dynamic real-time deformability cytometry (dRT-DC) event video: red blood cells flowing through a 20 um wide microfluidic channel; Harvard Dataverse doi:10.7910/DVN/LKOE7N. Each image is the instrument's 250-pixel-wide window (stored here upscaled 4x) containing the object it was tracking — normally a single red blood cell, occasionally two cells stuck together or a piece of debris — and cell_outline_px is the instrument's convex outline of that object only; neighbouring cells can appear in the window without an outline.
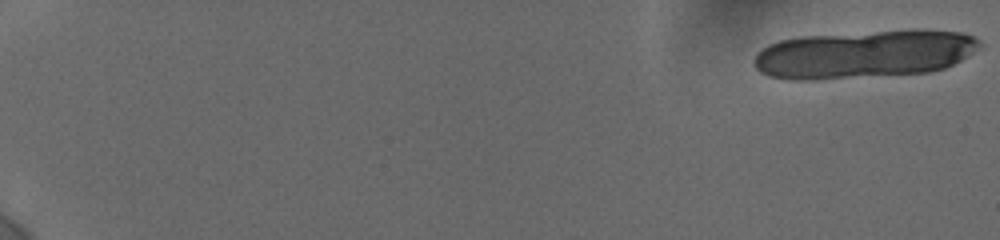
{"species": "human", "species_latin": "Homo sapiens", "temperature_condition": "cold", "stored_images_in_passage": 41, "camera_frame_rate_fps": 3000, "um_per_image_px": 0.085, "donor": {"sex": "female"}, "frame": {"image": 1, "passage_image": 1, "time_ms": 0.0, "image_size_px": [1000, 240], "cell_outline_px": [[980, 44], [972, 52], [960, 60], [944, 68], [928, 72], [820, 80], [788, 80], [768, 76], [760, 72], [756, 68], [756, 56], [760, 48], [768, 44], [780, 40], [804, 36], [912, 28], [924, 28], [964, 32], [976, 36], [980, 40]], "centroid_in_image_um": [73.47, 4.58], "position_along_channel_um": 11.5, "area_um2": 63.98}}
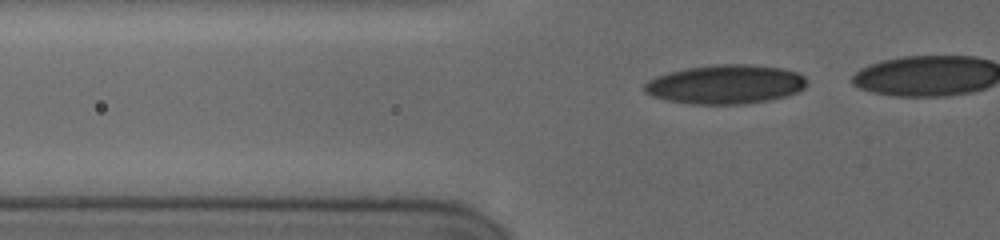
{"frame": {"image": 2, "passage_image": 37, "time_ms": 6.0, "image_size_px": [1000, 240], "cell_outline_px": [[808, 84], [804, 88], [796, 92], [784, 96], [768, 100], [744, 104], [692, 104], [668, 100], [652, 96], [644, 92], [644, 84], [648, 80], [656, 76], [668, 72], [688, 68], [716, 64], [744, 64], [784, 68], [796, 72], [804, 76], [808, 80]], "centroid_in_image_um": [61.67, 7.16], "position_along_channel_um": 64.1, "area_um2": 36.99}}